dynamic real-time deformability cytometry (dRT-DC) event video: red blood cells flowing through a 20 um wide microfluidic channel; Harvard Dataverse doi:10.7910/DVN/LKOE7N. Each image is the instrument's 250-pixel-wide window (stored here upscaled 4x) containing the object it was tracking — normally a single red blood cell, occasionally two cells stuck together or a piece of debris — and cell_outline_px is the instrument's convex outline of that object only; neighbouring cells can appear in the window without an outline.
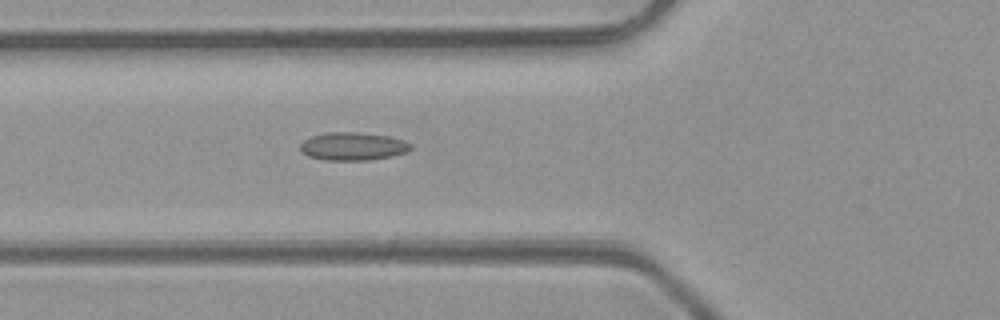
{"species": "common noctule bat (a hibernating species)", "species_latin": "Nyctalus noctula", "temperature_condition": "room temperature", "stored_images_in_passage": 2, "camera_frame_rate_fps": 3000, "um_per_image_px": 0.085, "animal": {"sex": "male", "body_mass_g": 23.1, "forearm_length_mm": 52.7}, "frame": {"image": 1, "passage_image": 2, "time_ms": 1.333, "image_size_px": [1000, 320], "cell_outline_px": [[412, 148], [408, 152], [392, 156], [372, 160], [324, 160], [308, 156], [300, 148], [300, 144], [304, 140], [312, 136], [328, 132], [356, 132], [388, 136], [404, 140], [412, 144]], "centroid_in_image_um": [30.03, 12.44], "position_along_channel_um": 95.8, "area_um2": 18.09}}